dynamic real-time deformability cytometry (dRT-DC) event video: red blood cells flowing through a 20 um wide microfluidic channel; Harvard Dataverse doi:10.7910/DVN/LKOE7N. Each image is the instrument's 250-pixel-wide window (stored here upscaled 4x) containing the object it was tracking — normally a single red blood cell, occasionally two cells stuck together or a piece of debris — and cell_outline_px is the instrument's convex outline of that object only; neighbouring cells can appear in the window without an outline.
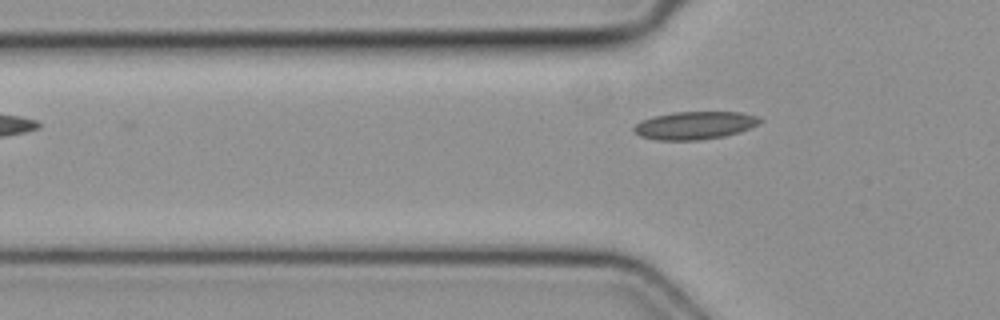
{"species": "common noctule bat (a hibernating species)", "species_latin": "Nyctalus noctula", "temperature_condition": "cold", "stored_images_in_passage": 2, "camera_frame_rate_fps": 3000, "um_per_image_px": 0.085, "animal": {"sex": "female", "body_mass_g": 19.3, "forearm_length_mm": 54.1}, "frame": {"image": 1, "passage_image": 2, "time_ms": 0.333, "image_size_px": [1000, 320], "cell_outline_px": [[764, 120], [760, 124], [752, 128], [740, 132], [724, 136], [700, 140], [656, 140], [640, 136], [632, 132], [632, 128], [640, 120], [652, 116], [672, 112], [740, 112], [760, 116]], "centroid_in_image_um": [59.07, 10.65], "position_along_channel_um": 66.7, "area_um2": 20.92}}